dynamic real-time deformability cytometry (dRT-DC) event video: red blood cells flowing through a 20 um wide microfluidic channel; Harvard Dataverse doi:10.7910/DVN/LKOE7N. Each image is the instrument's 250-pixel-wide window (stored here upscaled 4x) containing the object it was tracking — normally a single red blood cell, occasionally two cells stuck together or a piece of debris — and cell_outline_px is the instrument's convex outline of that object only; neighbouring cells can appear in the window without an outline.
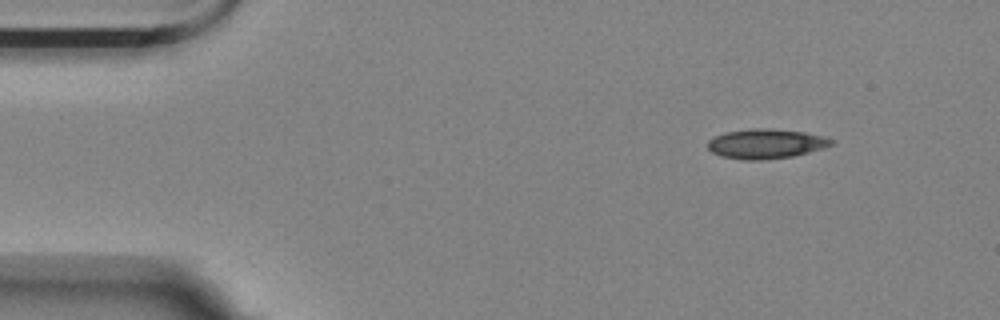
{"species": "Egyptian fruit bat (a non-hibernating species)", "species_latin": "Rousettus aegyptiacus", "temperature_condition": "room temperature", "stored_images_in_passage": 10, "camera_frame_rate_fps": 3000, "um_per_image_px": 0.085, "animal": {"sex": "female"}, "frame": {"image": 1, "passage_image": 1, "time_ms": 0.0, "image_size_px": [1000, 320], "cell_outline_px": [[832, 144], [824, 148], [792, 156], [764, 160], [744, 160], [720, 156], [712, 152], [708, 148], [708, 140], [724, 132], [752, 128], [764, 128], [804, 132], [820, 136], [832, 140]], "centroid_in_image_um": [65.04, 12.22], "position_along_channel_um": 20.0, "area_um2": 21.15}}
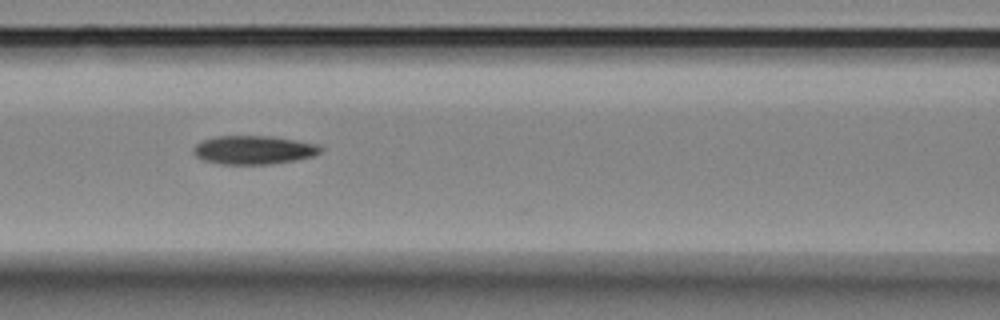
{"frame": {"image": 2, "passage_image": 6, "time_ms": 1.667, "image_size_px": [1000, 320], "cell_outline_px": [[324, 148], [320, 152], [312, 156], [296, 160], [268, 164], [220, 164], [204, 160], [196, 156], [192, 152], [192, 148], [196, 144], [204, 140], [216, 136], [272, 136], [296, 140], [316, 144]], "centroid_in_image_um": [21.55, 12.74], "position_along_channel_um": 145.1, "area_um2": 21.15}}
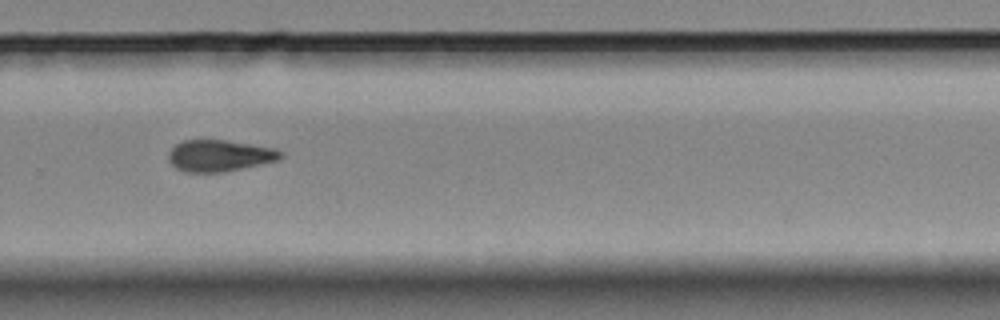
{"frame": {"image": 3, "passage_image": 10, "time_ms": 3.0, "image_size_px": [1000, 320], "cell_outline_px": [[284, 156], [280, 160], [224, 172], [184, 172], [176, 168], [168, 160], [168, 152], [176, 144], [184, 140], [224, 140], [276, 148], [284, 152]], "centroid_in_image_um": [18.69, 13.23], "position_along_channel_um": 311.1, "area_um2": 20.75}}